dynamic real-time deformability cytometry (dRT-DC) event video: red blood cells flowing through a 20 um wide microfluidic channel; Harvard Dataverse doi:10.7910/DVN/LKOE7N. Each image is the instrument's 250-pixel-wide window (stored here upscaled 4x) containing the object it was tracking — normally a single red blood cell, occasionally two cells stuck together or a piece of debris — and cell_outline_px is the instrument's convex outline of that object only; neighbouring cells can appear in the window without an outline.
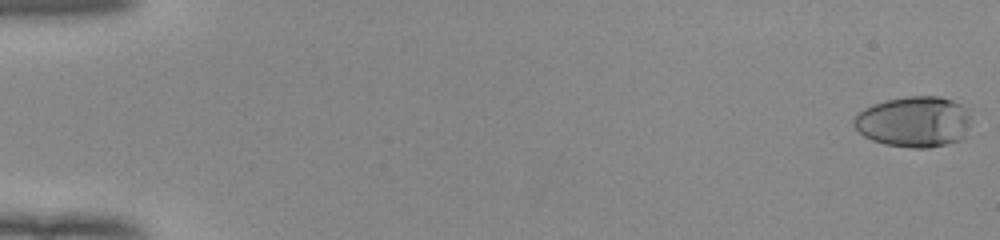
{"species": "human", "species_latin": "Homo sapiens", "temperature_condition": "room temperature", "stored_images_in_passage": 54, "camera_frame_rate_fps": 3000, "um_per_image_px": 0.085, "donor": {"sex": "female"}, "frame": {"image": 1, "passage_image": 1, "time_ms": 0.0, "image_size_px": [1000, 240], "cell_outline_px": [[968, 124], [964, 136], [960, 140], [928, 148], [912, 148], [884, 144], [872, 140], [864, 136], [852, 124], [852, 120], [864, 108], [888, 100], [908, 96], [940, 96], [952, 100], [968, 108]], "centroid_in_image_um": [77.68, 10.35], "position_along_channel_um": 7.3, "area_um2": 34.45}}
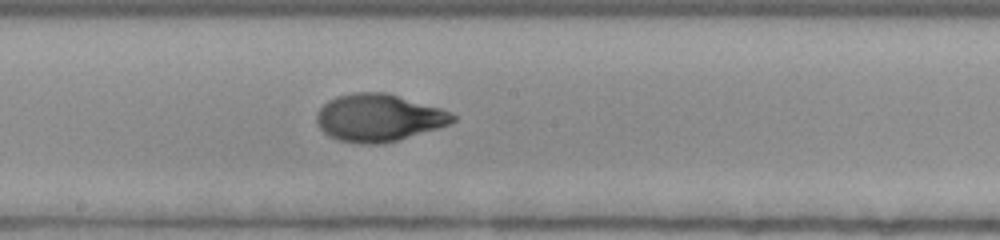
{"frame": {"image": 2, "passage_image": 31, "time_ms": 10.0, "image_size_px": [1000, 240], "cell_outline_px": [[456, 120], [448, 124], [436, 128], [384, 144], [360, 144], [336, 140], [328, 136], [316, 124], [316, 112], [328, 100], [336, 96], [352, 92], [384, 92], [440, 108], [452, 112], [456, 116]], "centroid_in_image_um": [32.13, 10.01], "position_along_channel_um": 216.1, "area_um2": 37.63}}
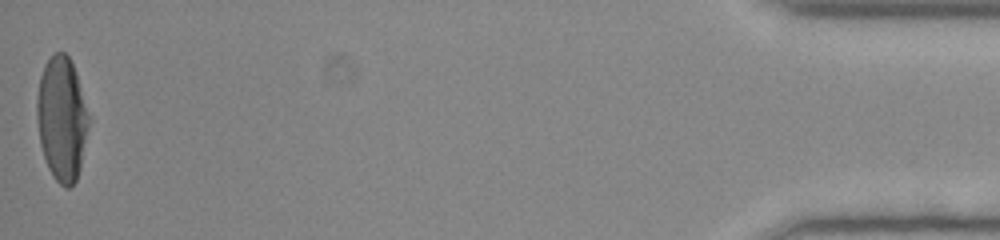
{"frame": {"image": 3, "passage_image": 54, "time_ms": 17.667, "image_size_px": [1000, 240], "cell_outline_px": [[88, 124], [80, 168], [76, 180], [68, 188], [64, 188], [52, 176], [48, 168], [40, 144], [36, 116], [36, 96], [40, 76], [44, 64], [56, 52], [64, 52], [68, 56], [76, 72], [88, 116]], "centroid_in_image_um": [5.22, 10.1], "position_along_channel_um": 430.0, "area_um2": 37.11}, "authors_computed_cell_mechanics": {"area_um2": 36.7608, "velocity_mm_per_s": 3.9342, "shape_relaxation_time_tau1_ms": 4.0609, "shape_relaxation_time_tau2_ms": 0.8789, "deformation_change_tau1": 0.2272, "deformation_change_tau2": 0.0486}}